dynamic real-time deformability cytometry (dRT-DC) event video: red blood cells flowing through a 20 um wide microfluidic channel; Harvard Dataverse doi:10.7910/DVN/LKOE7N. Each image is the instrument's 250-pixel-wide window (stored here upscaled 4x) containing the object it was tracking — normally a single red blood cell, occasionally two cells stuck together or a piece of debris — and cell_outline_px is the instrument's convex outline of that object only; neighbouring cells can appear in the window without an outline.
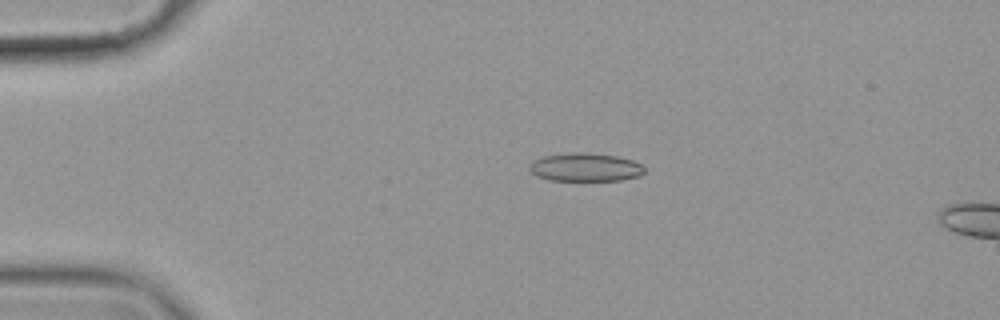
{"species": "common noctule bat (a hibernating species)", "species_latin": "Nyctalus noctula", "temperature_condition": "cold", "stored_images_in_passage": 10, "camera_frame_rate_fps": 3000, "um_per_image_px": 0.085, "animal": {"sex": "female", "body_mass_g": 19.9}, "frame": {"image": 1, "passage_image": 4, "time_ms": 1.0, "image_size_px": [1000, 320], "cell_outline_px": [[644, 172], [640, 176], [620, 180], [548, 180], [536, 176], [528, 168], [528, 164], [532, 160], [544, 156], [572, 152], [584, 152], [616, 156], [632, 160], [640, 164], [644, 168]], "centroid_in_image_um": [49.71, 14.21], "position_along_channel_um": 35.3, "area_um2": 19.02}}